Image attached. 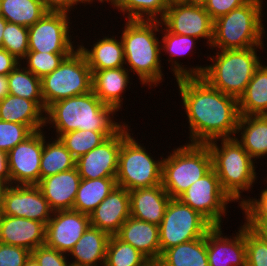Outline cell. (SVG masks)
Returning a JSON list of instances; mask_svg holds the SVG:
<instances>
[{
  "label": "cell",
  "instance_id": "6da1fadb",
  "mask_svg": "<svg viewBox=\"0 0 267 266\" xmlns=\"http://www.w3.org/2000/svg\"><path fill=\"white\" fill-rule=\"evenodd\" d=\"M189 123L191 143L236 136L240 117L238 99L213 88L202 77L176 79Z\"/></svg>",
  "mask_w": 267,
  "mask_h": 266
},
{
  "label": "cell",
  "instance_id": "7a4b0ae2",
  "mask_svg": "<svg viewBox=\"0 0 267 266\" xmlns=\"http://www.w3.org/2000/svg\"><path fill=\"white\" fill-rule=\"evenodd\" d=\"M115 112L90 91L51 104L45 112V124L53 126L56 138L75 130L118 131L124 123L114 121Z\"/></svg>",
  "mask_w": 267,
  "mask_h": 266
},
{
  "label": "cell",
  "instance_id": "3957f363",
  "mask_svg": "<svg viewBox=\"0 0 267 266\" xmlns=\"http://www.w3.org/2000/svg\"><path fill=\"white\" fill-rule=\"evenodd\" d=\"M163 25L158 21L126 20L120 36L125 65L136 73L142 85L157 87L163 81L161 46L157 33Z\"/></svg>",
  "mask_w": 267,
  "mask_h": 266
},
{
  "label": "cell",
  "instance_id": "277c9868",
  "mask_svg": "<svg viewBox=\"0 0 267 266\" xmlns=\"http://www.w3.org/2000/svg\"><path fill=\"white\" fill-rule=\"evenodd\" d=\"M217 141H221L218 146ZM212 157V169L218 175L223 191L240 206L245 198L242 192L250 191L257 180L255 161L233 138L217 139L206 144ZM255 161V162H254ZM241 200V201H238Z\"/></svg>",
  "mask_w": 267,
  "mask_h": 266
},
{
  "label": "cell",
  "instance_id": "5b68a950",
  "mask_svg": "<svg viewBox=\"0 0 267 266\" xmlns=\"http://www.w3.org/2000/svg\"><path fill=\"white\" fill-rule=\"evenodd\" d=\"M263 0H249L243 6L214 20L210 48L219 50L247 49L264 46L262 23Z\"/></svg>",
  "mask_w": 267,
  "mask_h": 266
},
{
  "label": "cell",
  "instance_id": "8992f818",
  "mask_svg": "<svg viewBox=\"0 0 267 266\" xmlns=\"http://www.w3.org/2000/svg\"><path fill=\"white\" fill-rule=\"evenodd\" d=\"M257 49H264V47L217 50L219 52H216L214 56L208 55L207 58L212 63L205 66L200 77L213 88L239 99L255 70L263 63L257 56Z\"/></svg>",
  "mask_w": 267,
  "mask_h": 266
},
{
  "label": "cell",
  "instance_id": "52a82bcc",
  "mask_svg": "<svg viewBox=\"0 0 267 266\" xmlns=\"http://www.w3.org/2000/svg\"><path fill=\"white\" fill-rule=\"evenodd\" d=\"M166 157L162 162V186L171 198H178L212 169L206 144L185 143Z\"/></svg>",
  "mask_w": 267,
  "mask_h": 266
},
{
  "label": "cell",
  "instance_id": "ba28073f",
  "mask_svg": "<svg viewBox=\"0 0 267 266\" xmlns=\"http://www.w3.org/2000/svg\"><path fill=\"white\" fill-rule=\"evenodd\" d=\"M123 125V142L119 152L118 171L116 176L117 186L128 191L139 188H148L162 184V159L154 160L148 150L131 136Z\"/></svg>",
  "mask_w": 267,
  "mask_h": 266
},
{
  "label": "cell",
  "instance_id": "9c48e42d",
  "mask_svg": "<svg viewBox=\"0 0 267 266\" xmlns=\"http://www.w3.org/2000/svg\"><path fill=\"white\" fill-rule=\"evenodd\" d=\"M90 91H92V71L78 48L52 73L41 78V92L46 109L59 100Z\"/></svg>",
  "mask_w": 267,
  "mask_h": 266
},
{
  "label": "cell",
  "instance_id": "30bf717a",
  "mask_svg": "<svg viewBox=\"0 0 267 266\" xmlns=\"http://www.w3.org/2000/svg\"><path fill=\"white\" fill-rule=\"evenodd\" d=\"M213 226L197 211L171 198L159 224L161 253L181 243L204 237Z\"/></svg>",
  "mask_w": 267,
  "mask_h": 266
},
{
  "label": "cell",
  "instance_id": "8fae6325",
  "mask_svg": "<svg viewBox=\"0 0 267 266\" xmlns=\"http://www.w3.org/2000/svg\"><path fill=\"white\" fill-rule=\"evenodd\" d=\"M178 199L202 215L212 226H221L226 208L233 200L223 191L218 175L211 169Z\"/></svg>",
  "mask_w": 267,
  "mask_h": 266
},
{
  "label": "cell",
  "instance_id": "7c38bea8",
  "mask_svg": "<svg viewBox=\"0 0 267 266\" xmlns=\"http://www.w3.org/2000/svg\"><path fill=\"white\" fill-rule=\"evenodd\" d=\"M160 22L169 32L206 39L208 46L212 43L214 21L199 0L169 4Z\"/></svg>",
  "mask_w": 267,
  "mask_h": 266
},
{
  "label": "cell",
  "instance_id": "4fadbf2b",
  "mask_svg": "<svg viewBox=\"0 0 267 266\" xmlns=\"http://www.w3.org/2000/svg\"><path fill=\"white\" fill-rule=\"evenodd\" d=\"M63 12H47L28 28L29 51L46 53H73L70 17ZM70 29V30H69ZM74 45V47H73Z\"/></svg>",
  "mask_w": 267,
  "mask_h": 266
},
{
  "label": "cell",
  "instance_id": "5bb4252c",
  "mask_svg": "<svg viewBox=\"0 0 267 266\" xmlns=\"http://www.w3.org/2000/svg\"><path fill=\"white\" fill-rule=\"evenodd\" d=\"M53 210L37 185H7L1 192L0 215L27 218L43 222L52 217Z\"/></svg>",
  "mask_w": 267,
  "mask_h": 266
},
{
  "label": "cell",
  "instance_id": "9a60e30c",
  "mask_svg": "<svg viewBox=\"0 0 267 266\" xmlns=\"http://www.w3.org/2000/svg\"><path fill=\"white\" fill-rule=\"evenodd\" d=\"M43 130L34 131L7 153L10 185H37L39 183Z\"/></svg>",
  "mask_w": 267,
  "mask_h": 266
},
{
  "label": "cell",
  "instance_id": "2e32d148",
  "mask_svg": "<svg viewBox=\"0 0 267 266\" xmlns=\"http://www.w3.org/2000/svg\"><path fill=\"white\" fill-rule=\"evenodd\" d=\"M122 142L123 126L100 145L77 158L75 167L81 179H116Z\"/></svg>",
  "mask_w": 267,
  "mask_h": 266
},
{
  "label": "cell",
  "instance_id": "e0dca14e",
  "mask_svg": "<svg viewBox=\"0 0 267 266\" xmlns=\"http://www.w3.org/2000/svg\"><path fill=\"white\" fill-rule=\"evenodd\" d=\"M90 226V216L74 210L53 211L46 224L45 245L68 254Z\"/></svg>",
  "mask_w": 267,
  "mask_h": 266
},
{
  "label": "cell",
  "instance_id": "ac0fdd59",
  "mask_svg": "<svg viewBox=\"0 0 267 266\" xmlns=\"http://www.w3.org/2000/svg\"><path fill=\"white\" fill-rule=\"evenodd\" d=\"M235 234L224 236L221 226H213L207 232L209 266H246L245 224Z\"/></svg>",
  "mask_w": 267,
  "mask_h": 266
},
{
  "label": "cell",
  "instance_id": "d6986e66",
  "mask_svg": "<svg viewBox=\"0 0 267 266\" xmlns=\"http://www.w3.org/2000/svg\"><path fill=\"white\" fill-rule=\"evenodd\" d=\"M89 216L91 226L116 235L131 216L129 191L120 186L114 187Z\"/></svg>",
  "mask_w": 267,
  "mask_h": 266
},
{
  "label": "cell",
  "instance_id": "ffe728a7",
  "mask_svg": "<svg viewBox=\"0 0 267 266\" xmlns=\"http://www.w3.org/2000/svg\"><path fill=\"white\" fill-rule=\"evenodd\" d=\"M46 225L27 218L0 215V242L32 252L45 245Z\"/></svg>",
  "mask_w": 267,
  "mask_h": 266
},
{
  "label": "cell",
  "instance_id": "44dd1931",
  "mask_svg": "<svg viewBox=\"0 0 267 266\" xmlns=\"http://www.w3.org/2000/svg\"><path fill=\"white\" fill-rule=\"evenodd\" d=\"M80 181L81 177L75 167L43 178L37 186L53 211L73 210Z\"/></svg>",
  "mask_w": 267,
  "mask_h": 266
},
{
  "label": "cell",
  "instance_id": "7402d4cb",
  "mask_svg": "<svg viewBox=\"0 0 267 266\" xmlns=\"http://www.w3.org/2000/svg\"><path fill=\"white\" fill-rule=\"evenodd\" d=\"M130 215L159 226L171 199L162 184L129 191Z\"/></svg>",
  "mask_w": 267,
  "mask_h": 266
},
{
  "label": "cell",
  "instance_id": "603a6c76",
  "mask_svg": "<svg viewBox=\"0 0 267 266\" xmlns=\"http://www.w3.org/2000/svg\"><path fill=\"white\" fill-rule=\"evenodd\" d=\"M116 236L132 245L150 261H158L161 256L159 226L129 217L121 226Z\"/></svg>",
  "mask_w": 267,
  "mask_h": 266
},
{
  "label": "cell",
  "instance_id": "cb8c5ba5",
  "mask_svg": "<svg viewBox=\"0 0 267 266\" xmlns=\"http://www.w3.org/2000/svg\"><path fill=\"white\" fill-rule=\"evenodd\" d=\"M129 73L125 67L96 70L92 72V91L105 105L122 111V94L130 82Z\"/></svg>",
  "mask_w": 267,
  "mask_h": 266
},
{
  "label": "cell",
  "instance_id": "d4e9b609",
  "mask_svg": "<svg viewBox=\"0 0 267 266\" xmlns=\"http://www.w3.org/2000/svg\"><path fill=\"white\" fill-rule=\"evenodd\" d=\"M109 238L108 233L90 225L68 253L71 266H104Z\"/></svg>",
  "mask_w": 267,
  "mask_h": 266
},
{
  "label": "cell",
  "instance_id": "484cf974",
  "mask_svg": "<svg viewBox=\"0 0 267 266\" xmlns=\"http://www.w3.org/2000/svg\"><path fill=\"white\" fill-rule=\"evenodd\" d=\"M45 111L34 101L8 94L0 101V120L27 125L33 132L44 129Z\"/></svg>",
  "mask_w": 267,
  "mask_h": 266
},
{
  "label": "cell",
  "instance_id": "4316f807",
  "mask_svg": "<svg viewBox=\"0 0 267 266\" xmlns=\"http://www.w3.org/2000/svg\"><path fill=\"white\" fill-rule=\"evenodd\" d=\"M164 30V31H163ZM162 31L163 36L161 37L162 41H160L161 52H165V54H169L171 59H168V62H171V70L173 71V75L175 79L185 78V77H200L204 72V66H191V68H186L185 65H182L175 59L178 57H184L186 54L194 52L193 49L196 48L197 38L185 35L174 34L169 32L165 27L160 29ZM185 66V67H184Z\"/></svg>",
  "mask_w": 267,
  "mask_h": 266
},
{
  "label": "cell",
  "instance_id": "83f0119b",
  "mask_svg": "<svg viewBox=\"0 0 267 266\" xmlns=\"http://www.w3.org/2000/svg\"><path fill=\"white\" fill-rule=\"evenodd\" d=\"M116 37L105 36L95 42L91 49L78 44V50L84 55L92 72L125 66L123 43Z\"/></svg>",
  "mask_w": 267,
  "mask_h": 266
},
{
  "label": "cell",
  "instance_id": "f1b7e54d",
  "mask_svg": "<svg viewBox=\"0 0 267 266\" xmlns=\"http://www.w3.org/2000/svg\"><path fill=\"white\" fill-rule=\"evenodd\" d=\"M238 133L236 140L254 160L267 156V115H240Z\"/></svg>",
  "mask_w": 267,
  "mask_h": 266
},
{
  "label": "cell",
  "instance_id": "f546056e",
  "mask_svg": "<svg viewBox=\"0 0 267 266\" xmlns=\"http://www.w3.org/2000/svg\"><path fill=\"white\" fill-rule=\"evenodd\" d=\"M158 262L160 266H209L207 233L204 237L166 249Z\"/></svg>",
  "mask_w": 267,
  "mask_h": 266
},
{
  "label": "cell",
  "instance_id": "4dcf8cb0",
  "mask_svg": "<svg viewBox=\"0 0 267 266\" xmlns=\"http://www.w3.org/2000/svg\"><path fill=\"white\" fill-rule=\"evenodd\" d=\"M255 70L244 93L238 99L241 116L267 115V65Z\"/></svg>",
  "mask_w": 267,
  "mask_h": 266
},
{
  "label": "cell",
  "instance_id": "1f68e13d",
  "mask_svg": "<svg viewBox=\"0 0 267 266\" xmlns=\"http://www.w3.org/2000/svg\"><path fill=\"white\" fill-rule=\"evenodd\" d=\"M116 186V179L113 177L81 179L73 210L90 215Z\"/></svg>",
  "mask_w": 267,
  "mask_h": 266
},
{
  "label": "cell",
  "instance_id": "d6a6232c",
  "mask_svg": "<svg viewBox=\"0 0 267 266\" xmlns=\"http://www.w3.org/2000/svg\"><path fill=\"white\" fill-rule=\"evenodd\" d=\"M43 131V151L40 162V180L75 168L76 159L59 138L46 141Z\"/></svg>",
  "mask_w": 267,
  "mask_h": 266
},
{
  "label": "cell",
  "instance_id": "836d02e7",
  "mask_svg": "<svg viewBox=\"0 0 267 266\" xmlns=\"http://www.w3.org/2000/svg\"><path fill=\"white\" fill-rule=\"evenodd\" d=\"M47 12L42 0H1V16L9 23L28 28Z\"/></svg>",
  "mask_w": 267,
  "mask_h": 266
},
{
  "label": "cell",
  "instance_id": "e575fe53",
  "mask_svg": "<svg viewBox=\"0 0 267 266\" xmlns=\"http://www.w3.org/2000/svg\"><path fill=\"white\" fill-rule=\"evenodd\" d=\"M22 64L20 62L8 74L9 94L34 101L46 112L41 92V78L22 67Z\"/></svg>",
  "mask_w": 267,
  "mask_h": 266
},
{
  "label": "cell",
  "instance_id": "d590c367",
  "mask_svg": "<svg viewBox=\"0 0 267 266\" xmlns=\"http://www.w3.org/2000/svg\"><path fill=\"white\" fill-rule=\"evenodd\" d=\"M108 3L122 12L127 20L145 21H160L169 6L166 0H110Z\"/></svg>",
  "mask_w": 267,
  "mask_h": 266
},
{
  "label": "cell",
  "instance_id": "8d00e7d4",
  "mask_svg": "<svg viewBox=\"0 0 267 266\" xmlns=\"http://www.w3.org/2000/svg\"><path fill=\"white\" fill-rule=\"evenodd\" d=\"M116 132L117 131L75 130L62 134L58 138L72 156L77 159L87 154Z\"/></svg>",
  "mask_w": 267,
  "mask_h": 266
},
{
  "label": "cell",
  "instance_id": "74e56055",
  "mask_svg": "<svg viewBox=\"0 0 267 266\" xmlns=\"http://www.w3.org/2000/svg\"><path fill=\"white\" fill-rule=\"evenodd\" d=\"M150 260L132 245L110 235L104 266H145Z\"/></svg>",
  "mask_w": 267,
  "mask_h": 266
},
{
  "label": "cell",
  "instance_id": "f35d334b",
  "mask_svg": "<svg viewBox=\"0 0 267 266\" xmlns=\"http://www.w3.org/2000/svg\"><path fill=\"white\" fill-rule=\"evenodd\" d=\"M72 53H46L28 51L22 59L26 69L32 72L35 76L42 78L43 76L52 73L63 60ZM25 60V61H24Z\"/></svg>",
  "mask_w": 267,
  "mask_h": 266
},
{
  "label": "cell",
  "instance_id": "ab89813d",
  "mask_svg": "<svg viewBox=\"0 0 267 266\" xmlns=\"http://www.w3.org/2000/svg\"><path fill=\"white\" fill-rule=\"evenodd\" d=\"M2 48L22 61L29 51L28 27L7 22L3 31Z\"/></svg>",
  "mask_w": 267,
  "mask_h": 266
},
{
  "label": "cell",
  "instance_id": "60d3db41",
  "mask_svg": "<svg viewBox=\"0 0 267 266\" xmlns=\"http://www.w3.org/2000/svg\"><path fill=\"white\" fill-rule=\"evenodd\" d=\"M32 133L27 125L0 120V150L8 153Z\"/></svg>",
  "mask_w": 267,
  "mask_h": 266
},
{
  "label": "cell",
  "instance_id": "b9f144b4",
  "mask_svg": "<svg viewBox=\"0 0 267 266\" xmlns=\"http://www.w3.org/2000/svg\"><path fill=\"white\" fill-rule=\"evenodd\" d=\"M246 266H267V242L245 225Z\"/></svg>",
  "mask_w": 267,
  "mask_h": 266
},
{
  "label": "cell",
  "instance_id": "7bdbcfd3",
  "mask_svg": "<svg viewBox=\"0 0 267 266\" xmlns=\"http://www.w3.org/2000/svg\"><path fill=\"white\" fill-rule=\"evenodd\" d=\"M31 256L40 266H71L67 254L46 245L34 249L31 252Z\"/></svg>",
  "mask_w": 267,
  "mask_h": 266
},
{
  "label": "cell",
  "instance_id": "ee69618b",
  "mask_svg": "<svg viewBox=\"0 0 267 266\" xmlns=\"http://www.w3.org/2000/svg\"><path fill=\"white\" fill-rule=\"evenodd\" d=\"M260 193V198L249 197L240 205L245 220H267V187Z\"/></svg>",
  "mask_w": 267,
  "mask_h": 266
},
{
  "label": "cell",
  "instance_id": "f6af8a7d",
  "mask_svg": "<svg viewBox=\"0 0 267 266\" xmlns=\"http://www.w3.org/2000/svg\"><path fill=\"white\" fill-rule=\"evenodd\" d=\"M30 255L25 248L0 242V266H24Z\"/></svg>",
  "mask_w": 267,
  "mask_h": 266
},
{
  "label": "cell",
  "instance_id": "bcb514c9",
  "mask_svg": "<svg viewBox=\"0 0 267 266\" xmlns=\"http://www.w3.org/2000/svg\"><path fill=\"white\" fill-rule=\"evenodd\" d=\"M212 20L228 14L231 10L239 8L249 0H199Z\"/></svg>",
  "mask_w": 267,
  "mask_h": 266
},
{
  "label": "cell",
  "instance_id": "7dc6e473",
  "mask_svg": "<svg viewBox=\"0 0 267 266\" xmlns=\"http://www.w3.org/2000/svg\"><path fill=\"white\" fill-rule=\"evenodd\" d=\"M46 10L48 12H63L70 13L73 6L75 7L79 3L91 4L90 0H42Z\"/></svg>",
  "mask_w": 267,
  "mask_h": 266
},
{
  "label": "cell",
  "instance_id": "c3c4849f",
  "mask_svg": "<svg viewBox=\"0 0 267 266\" xmlns=\"http://www.w3.org/2000/svg\"><path fill=\"white\" fill-rule=\"evenodd\" d=\"M19 63L7 50L0 48V75H8Z\"/></svg>",
  "mask_w": 267,
  "mask_h": 266
},
{
  "label": "cell",
  "instance_id": "681fc988",
  "mask_svg": "<svg viewBox=\"0 0 267 266\" xmlns=\"http://www.w3.org/2000/svg\"><path fill=\"white\" fill-rule=\"evenodd\" d=\"M248 226L257 236L267 242V220H245Z\"/></svg>",
  "mask_w": 267,
  "mask_h": 266
},
{
  "label": "cell",
  "instance_id": "f907efd6",
  "mask_svg": "<svg viewBox=\"0 0 267 266\" xmlns=\"http://www.w3.org/2000/svg\"><path fill=\"white\" fill-rule=\"evenodd\" d=\"M0 184L10 185V173L8 167L7 153L0 150Z\"/></svg>",
  "mask_w": 267,
  "mask_h": 266
},
{
  "label": "cell",
  "instance_id": "816d5d0a",
  "mask_svg": "<svg viewBox=\"0 0 267 266\" xmlns=\"http://www.w3.org/2000/svg\"><path fill=\"white\" fill-rule=\"evenodd\" d=\"M9 94L8 75H0V101Z\"/></svg>",
  "mask_w": 267,
  "mask_h": 266
},
{
  "label": "cell",
  "instance_id": "f5cc1de1",
  "mask_svg": "<svg viewBox=\"0 0 267 266\" xmlns=\"http://www.w3.org/2000/svg\"><path fill=\"white\" fill-rule=\"evenodd\" d=\"M7 21L1 16L0 17V48H2L3 43V31L5 29Z\"/></svg>",
  "mask_w": 267,
  "mask_h": 266
},
{
  "label": "cell",
  "instance_id": "db71d44e",
  "mask_svg": "<svg viewBox=\"0 0 267 266\" xmlns=\"http://www.w3.org/2000/svg\"><path fill=\"white\" fill-rule=\"evenodd\" d=\"M24 266H40L37 261L30 255V257L26 260Z\"/></svg>",
  "mask_w": 267,
  "mask_h": 266
},
{
  "label": "cell",
  "instance_id": "11a10c76",
  "mask_svg": "<svg viewBox=\"0 0 267 266\" xmlns=\"http://www.w3.org/2000/svg\"><path fill=\"white\" fill-rule=\"evenodd\" d=\"M145 266H160L158 261H150Z\"/></svg>",
  "mask_w": 267,
  "mask_h": 266
},
{
  "label": "cell",
  "instance_id": "9f6ffc18",
  "mask_svg": "<svg viewBox=\"0 0 267 266\" xmlns=\"http://www.w3.org/2000/svg\"><path fill=\"white\" fill-rule=\"evenodd\" d=\"M168 4L175 3V2H185L190 0H166Z\"/></svg>",
  "mask_w": 267,
  "mask_h": 266
},
{
  "label": "cell",
  "instance_id": "6f0895ef",
  "mask_svg": "<svg viewBox=\"0 0 267 266\" xmlns=\"http://www.w3.org/2000/svg\"><path fill=\"white\" fill-rule=\"evenodd\" d=\"M94 1H98V2L104 4V2H105V3H106V2L108 3L110 0H90L91 3L94 2Z\"/></svg>",
  "mask_w": 267,
  "mask_h": 266
},
{
  "label": "cell",
  "instance_id": "680465c9",
  "mask_svg": "<svg viewBox=\"0 0 267 266\" xmlns=\"http://www.w3.org/2000/svg\"><path fill=\"white\" fill-rule=\"evenodd\" d=\"M3 187L4 186L2 184H0V201H1V192H2Z\"/></svg>",
  "mask_w": 267,
  "mask_h": 266
},
{
  "label": "cell",
  "instance_id": "91938a15",
  "mask_svg": "<svg viewBox=\"0 0 267 266\" xmlns=\"http://www.w3.org/2000/svg\"><path fill=\"white\" fill-rule=\"evenodd\" d=\"M0 17H1V0H0Z\"/></svg>",
  "mask_w": 267,
  "mask_h": 266
}]
</instances>
